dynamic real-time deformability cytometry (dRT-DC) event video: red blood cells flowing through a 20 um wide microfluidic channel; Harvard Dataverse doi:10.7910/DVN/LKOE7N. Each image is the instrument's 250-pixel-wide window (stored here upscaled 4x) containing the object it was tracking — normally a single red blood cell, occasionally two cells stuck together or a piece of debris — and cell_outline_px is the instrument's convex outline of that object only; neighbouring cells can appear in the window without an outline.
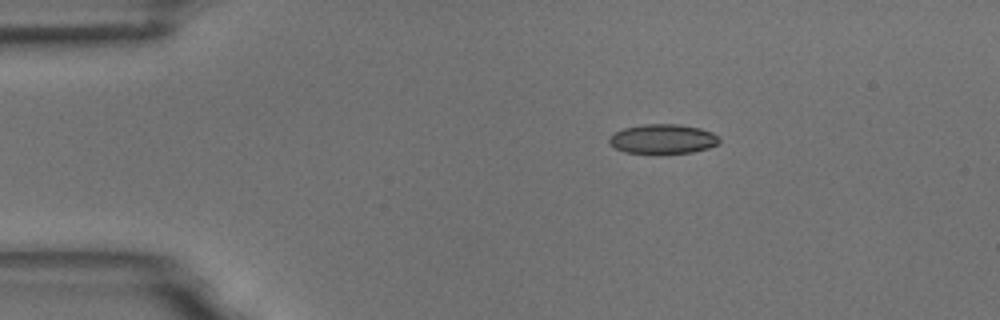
{"species": "common noctule bat (a hibernating species)", "species_latin": "Nyctalus noctula", "temperature_condition": "room temperature", "stored_images_in_passage": 4, "camera_frame_rate_fps": 3000, "um_per_image_px": 0.085, "animal": {"sex": "male", "body_mass_g": 18.8}, "frame": {"image": 1, "passage_image": 1, "time_ms": 0.0, "image_size_px": [1000, 320], "cell_outline_px": [[720, 144], [708, 148], [692, 152], [624, 152], [616, 148], [608, 140], [616, 132], [624, 128], [644, 124], [680, 124], [700, 128], [712, 132], [720, 140]], "centroid_in_image_um": [56.39, 11.79], "position_along_channel_um": 28.6, "area_um2": 18.5}}
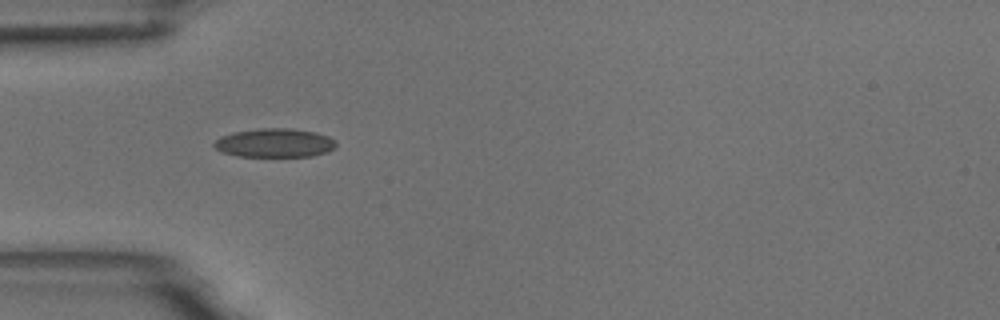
{"frame": {"image": 2, "passage_image": 3, "time_ms": 2.333, "image_size_px": [1000, 320], "cell_outline_px": [[336, 144], [328, 152], [312, 156], [240, 156], [220, 152], [212, 144], [220, 136], [232, 132], [260, 128], [292, 128], [316, 132], [328, 136], [336, 140]], "centroid_in_image_um": [23.33, 12.14], "position_along_channel_um": 61.7, "area_um2": 20.58}}